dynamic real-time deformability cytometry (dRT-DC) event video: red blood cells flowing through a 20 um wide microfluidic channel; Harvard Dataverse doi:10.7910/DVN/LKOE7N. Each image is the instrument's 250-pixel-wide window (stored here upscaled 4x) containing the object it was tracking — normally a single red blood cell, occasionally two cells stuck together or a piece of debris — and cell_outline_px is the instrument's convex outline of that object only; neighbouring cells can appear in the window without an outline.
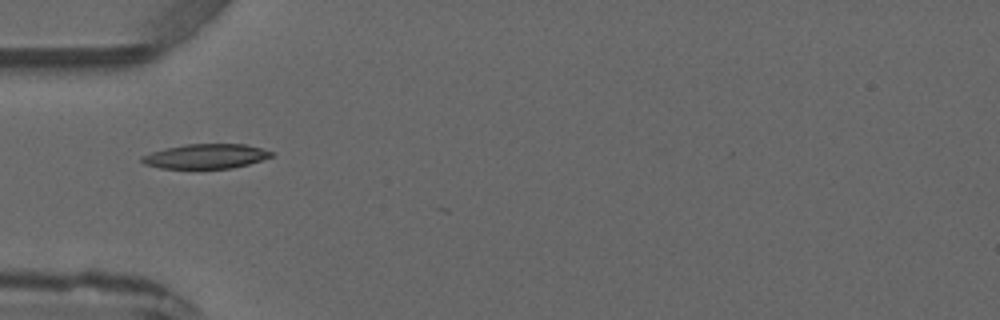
{"species": "common noctule bat (a hibernating species)", "species_latin": "Nyctalus noctula", "temperature_condition": "warm", "stored_images_in_passage": 3, "camera_frame_rate_fps": 3000, "um_per_image_px": 0.085, "animal": {"sex": "male", "forearm_length_mm": 52.5}, "frame": {"image": 1, "passage_image": 2, "time_ms": 1.333, "image_size_px": [1000, 320], "cell_outline_px": [[276, 152], [272, 156], [248, 164], [232, 168], [160, 168], [144, 164], [140, 160], [140, 156], [164, 148], [184, 144], [244, 144]], "centroid_in_image_um": [17.47, 13.27], "position_along_channel_um": 67.5, "area_um2": 18.55}}
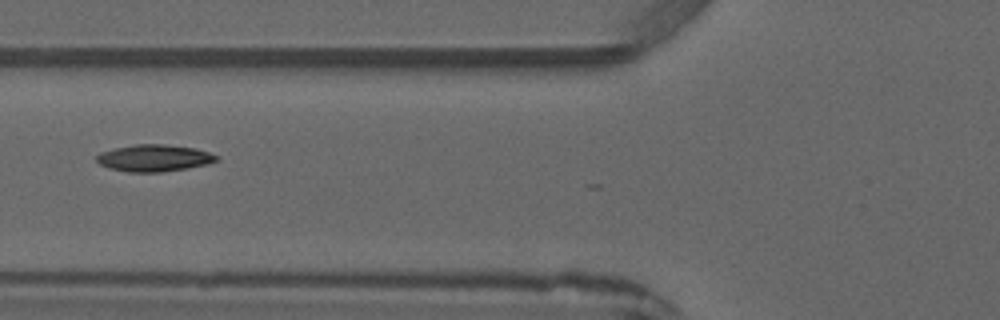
{"frame": {"image": 2, "passage_image": 3, "time_ms": 2.333, "image_size_px": [1000, 320], "cell_outline_px": [[220, 156], [216, 160], [208, 164], [188, 168], [160, 172], [128, 172], [112, 168], [100, 164], [96, 160], [96, 156], [100, 152], [116, 148], [136, 144], [164, 144], [196, 148]], "centroid_in_image_um": [13.12, 13.43], "position_along_channel_um": 112.7, "area_um2": 18.67}}